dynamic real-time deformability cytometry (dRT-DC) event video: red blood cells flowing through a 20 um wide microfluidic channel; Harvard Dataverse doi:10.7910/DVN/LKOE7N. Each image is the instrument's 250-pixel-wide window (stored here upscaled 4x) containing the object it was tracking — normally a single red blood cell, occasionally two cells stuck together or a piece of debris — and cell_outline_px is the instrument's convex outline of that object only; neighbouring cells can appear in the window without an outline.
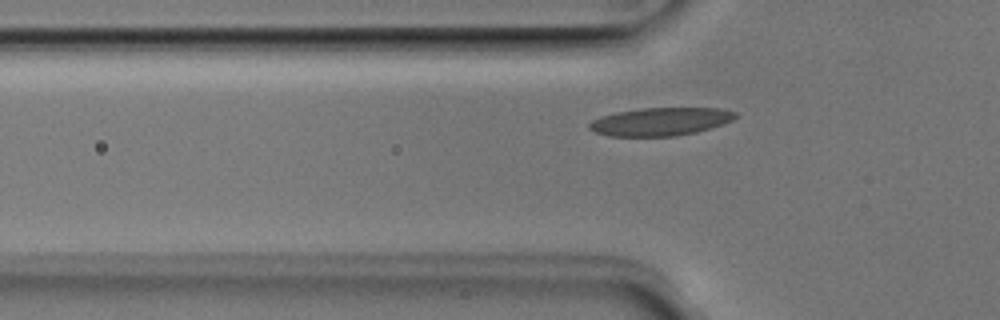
{"species": "Egyptian fruit bat (a non-hibernating species)", "species_latin": "Rousettus aegyptiacus", "temperature_condition": "room temperature", "stored_images_in_passage": 28, "camera_frame_rate_fps": 3000, "um_per_image_px": 0.085, "animal": {"sex": "male"}, "frame": {"image": 1, "passage_image": 2, "time_ms": 0.333, "image_size_px": [1000, 320], "cell_outline_px": [[736, 116], [732, 120], [696, 132], [676, 136], [608, 136], [596, 132], [588, 128], [588, 124], [592, 120], [600, 116], [616, 112], [640, 108], [720, 108], [736, 112]], "centroid_in_image_um": [56.08, 10.33], "position_along_channel_um": 69.7, "area_um2": 23.76}}
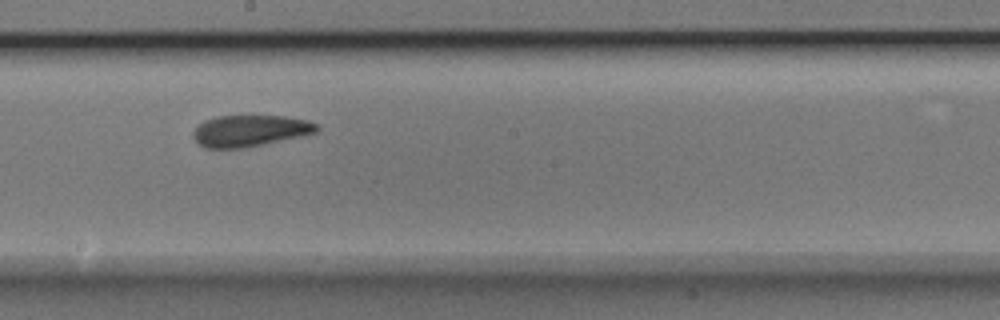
{"frame": {"image": 2, "passage_image": 14, "time_ms": 4.333, "image_size_px": [1000, 320], "cell_outline_px": [[320, 128], [316, 132], [300, 136], [244, 148], [204, 148], [192, 136], [192, 132], [204, 120], [216, 116], [284, 116], [308, 120], [320, 124]], "centroid_in_image_um": [21.26, 11.11], "position_along_channel_um": 226.9, "area_um2": 22.6}}
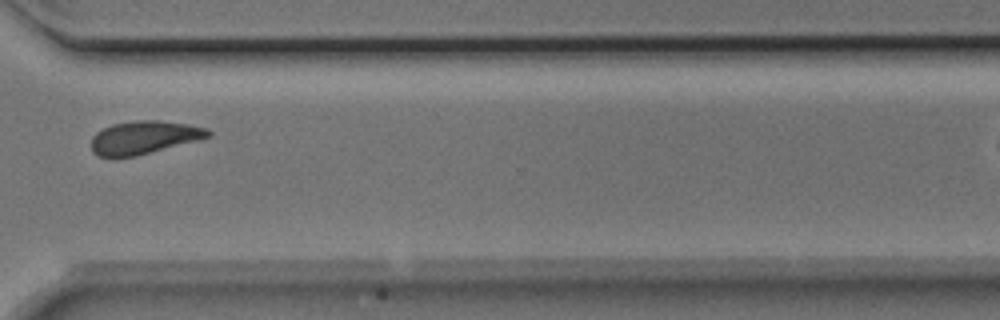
{"frame": {"image": 3, "passage_image": 24, "time_ms": 7.667, "image_size_px": [1000, 320], "cell_outline_px": [[212, 136], [136, 156], [112, 160], [96, 156], [92, 152], [92, 136], [96, 132], [112, 124], [132, 120], [156, 120], [188, 124], [208, 128], [212, 132]], "centroid_in_image_um": [12.18, 11.71], "position_along_channel_um": 358.4, "area_um2": 23.0}}